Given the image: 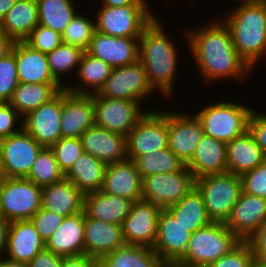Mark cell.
I'll use <instances>...</instances> for the list:
<instances>
[{
	"label": "cell",
	"mask_w": 266,
	"mask_h": 267,
	"mask_svg": "<svg viewBox=\"0 0 266 267\" xmlns=\"http://www.w3.org/2000/svg\"><path fill=\"white\" fill-rule=\"evenodd\" d=\"M213 19L204 27L184 31L200 76L206 85L222 79L243 81L252 69L237 53L229 28L220 19Z\"/></svg>",
	"instance_id": "cell-1"
},
{
	"label": "cell",
	"mask_w": 266,
	"mask_h": 267,
	"mask_svg": "<svg viewBox=\"0 0 266 267\" xmlns=\"http://www.w3.org/2000/svg\"><path fill=\"white\" fill-rule=\"evenodd\" d=\"M156 17L139 38V61L143 64L152 88L166 98L173 96L178 66V48ZM166 32V33H165ZM168 96V97H167Z\"/></svg>",
	"instance_id": "cell-2"
},
{
	"label": "cell",
	"mask_w": 266,
	"mask_h": 267,
	"mask_svg": "<svg viewBox=\"0 0 266 267\" xmlns=\"http://www.w3.org/2000/svg\"><path fill=\"white\" fill-rule=\"evenodd\" d=\"M237 5L221 20L229 28L237 53L254 71L255 64L266 55V2Z\"/></svg>",
	"instance_id": "cell-3"
},
{
	"label": "cell",
	"mask_w": 266,
	"mask_h": 267,
	"mask_svg": "<svg viewBox=\"0 0 266 267\" xmlns=\"http://www.w3.org/2000/svg\"><path fill=\"white\" fill-rule=\"evenodd\" d=\"M240 242L225 223L211 222L192 233L185 255L173 267H205Z\"/></svg>",
	"instance_id": "cell-4"
},
{
	"label": "cell",
	"mask_w": 266,
	"mask_h": 267,
	"mask_svg": "<svg viewBox=\"0 0 266 267\" xmlns=\"http://www.w3.org/2000/svg\"><path fill=\"white\" fill-rule=\"evenodd\" d=\"M253 109L232 100H221L203 106L194 114L202 123L205 135L227 143L247 131L249 115Z\"/></svg>",
	"instance_id": "cell-5"
},
{
	"label": "cell",
	"mask_w": 266,
	"mask_h": 267,
	"mask_svg": "<svg viewBox=\"0 0 266 267\" xmlns=\"http://www.w3.org/2000/svg\"><path fill=\"white\" fill-rule=\"evenodd\" d=\"M211 222L225 223L242 192L241 176L226 172L195 179Z\"/></svg>",
	"instance_id": "cell-6"
},
{
	"label": "cell",
	"mask_w": 266,
	"mask_h": 267,
	"mask_svg": "<svg viewBox=\"0 0 266 267\" xmlns=\"http://www.w3.org/2000/svg\"><path fill=\"white\" fill-rule=\"evenodd\" d=\"M150 9L148 4L101 6L95 15L96 31L110 36L140 38L157 16Z\"/></svg>",
	"instance_id": "cell-7"
},
{
	"label": "cell",
	"mask_w": 266,
	"mask_h": 267,
	"mask_svg": "<svg viewBox=\"0 0 266 267\" xmlns=\"http://www.w3.org/2000/svg\"><path fill=\"white\" fill-rule=\"evenodd\" d=\"M41 207V187L27 178L3 177L0 211L8 222L30 220Z\"/></svg>",
	"instance_id": "cell-8"
},
{
	"label": "cell",
	"mask_w": 266,
	"mask_h": 267,
	"mask_svg": "<svg viewBox=\"0 0 266 267\" xmlns=\"http://www.w3.org/2000/svg\"><path fill=\"white\" fill-rule=\"evenodd\" d=\"M127 159L168 147V111L147 110L126 137Z\"/></svg>",
	"instance_id": "cell-9"
},
{
	"label": "cell",
	"mask_w": 266,
	"mask_h": 267,
	"mask_svg": "<svg viewBox=\"0 0 266 267\" xmlns=\"http://www.w3.org/2000/svg\"><path fill=\"white\" fill-rule=\"evenodd\" d=\"M142 199L161 209L179 202L195 187V178L186 165L171 173H158L143 178Z\"/></svg>",
	"instance_id": "cell-10"
},
{
	"label": "cell",
	"mask_w": 266,
	"mask_h": 267,
	"mask_svg": "<svg viewBox=\"0 0 266 267\" xmlns=\"http://www.w3.org/2000/svg\"><path fill=\"white\" fill-rule=\"evenodd\" d=\"M42 148L24 128L1 139V176L27 178Z\"/></svg>",
	"instance_id": "cell-11"
},
{
	"label": "cell",
	"mask_w": 266,
	"mask_h": 267,
	"mask_svg": "<svg viewBox=\"0 0 266 267\" xmlns=\"http://www.w3.org/2000/svg\"><path fill=\"white\" fill-rule=\"evenodd\" d=\"M149 84L143 64L138 60L134 64L113 68L104 85L96 93L104 98L142 101L154 94ZM147 96V98H146Z\"/></svg>",
	"instance_id": "cell-12"
},
{
	"label": "cell",
	"mask_w": 266,
	"mask_h": 267,
	"mask_svg": "<svg viewBox=\"0 0 266 267\" xmlns=\"http://www.w3.org/2000/svg\"><path fill=\"white\" fill-rule=\"evenodd\" d=\"M95 125L128 136L135 124L146 114L138 101L104 98L94 94Z\"/></svg>",
	"instance_id": "cell-13"
},
{
	"label": "cell",
	"mask_w": 266,
	"mask_h": 267,
	"mask_svg": "<svg viewBox=\"0 0 266 267\" xmlns=\"http://www.w3.org/2000/svg\"><path fill=\"white\" fill-rule=\"evenodd\" d=\"M204 135L202 123L196 115L168 110V148L185 165Z\"/></svg>",
	"instance_id": "cell-14"
},
{
	"label": "cell",
	"mask_w": 266,
	"mask_h": 267,
	"mask_svg": "<svg viewBox=\"0 0 266 267\" xmlns=\"http://www.w3.org/2000/svg\"><path fill=\"white\" fill-rule=\"evenodd\" d=\"M191 235L167 209H161L153 250L167 267H173L185 255Z\"/></svg>",
	"instance_id": "cell-15"
},
{
	"label": "cell",
	"mask_w": 266,
	"mask_h": 267,
	"mask_svg": "<svg viewBox=\"0 0 266 267\" xmlns=\"http://www.w3.org/2000/svg\"><path fill=\"white\" fill-rule=\"evenodd\" d=\"M160 210V207L143 199L133 202L129 215L122 223L125 243L153 249Z\"/></svg>",
	"instance_id": "cell-16"
},
{
	"label": "cell",
	"mask_w": 266,
	"mask_h": 267,
	"mask_svg": "<svg viewBox=\"0 0 266 267\" xmlns=\"http://www.w3.org/2000/svg\"><path fill=\"white\" fill-rule=\"evenodd\" d=\"M95 125L94 94H74L62 90L60 132L64 138H80Z\"/></svg>",
	"instance_id": "cell-17"
},
{
	"label": "cell",
	"mask_w": 266,
	"mask_h": 267,
	"mask_svg": "<svg viewBox=\"0 0 266 267\" xmlns=\"http://www.w3.org/2000/svg\"><path fill=\"white\" fill-rule=\"evenodd\" d=\"M62 90L23 117V128L42 146L51 148L60 138Z\"/></svg>",
	"instance_id": "cell-18"
},
{
	"label": "cell",
	"mask_w": 266,
	"mask_h": 267,
	"mask_svg": "<svg viewBox=\"0 0 266 267\" xmlns=\"http://www.w3.org/2000/svg\"><path fill=\"white\" fill-rule=\"evenodd\" d=\"M87 53L112 68L134 64L139 60V38L110 36L95 31Z\"/></svg>",
	"instance_id": "cell-19"
},
{
	"label": "cell",
	"mask_w": 266,
	"mask_h": 267,
	"mask_svg": "<svg viewBox=\"0 0 266 267\" xmlns=\"http://www.w3.org/2000/svg\"><path fill=\"white\" fill-rule=\"evenodd\" d=\"M265 220L266 199L242 191L225 225L240 241H247Z\"/></svg>",
	"instance_id": "cell-20"
},
{
	"label": "cell",
	"mask_w": 266,
	"mask_h": 267,
	"mask_svg": "<svg viewBox=\"0 0 266 267\" xmlns=\"http://www.w3.org/2000/svg\"><path fill=\"white\" fill-rule=\"evenodd\" d=\"M143 179L133 160L107 164L101 191L132 200H142Z\"/></svg>",
	"instance_id": "cell-21"
},
{
	"label": "cell",
	"mask_w": 266,
	"mask_h": 267,
	"mask_svg": "<svg viewBox=\"0 0 266 267\" xmlns=\"http://www.w3.org/2000/svg\"><path fill=\"white\" fill-rule=\"evenodd\" d=\"M83 150L106 164L127 159L126 137L96 125L82 135Z\"/></svg>",
	"instance_id": "cell-22"
},
{
	"label": "cell",
	"mask_w": 266,
	"mask_h": 267,
	"mask_svg": "<svg viewBox=\"0 0 266 267\" xmlns=\"http://www.w3.org/2000/svg\"><path fill=\"white\" fill-rule=\"evenodd\" d=\"M125 244L122 225L93 219L84 213V254L98 258Z\"/></svg>",
	"instance_id": "cell-23"
},
{
	"label": "cell",
	"mask_w": 266,
	"mask_h": 267,
	"mask_svg": "<svg viewBox=\"0 0 266 267\" xmlns=\"http://www.w3.org/2000/svg\"><path fill=\"white\" fill-rule=\"evenodd\" d=\"M44 249H46V242L40 237L30 220L10 222L5 257L29 263Z\"/></svg>",
	"instance_id": "cell-24"
},
{
	"label": "cell",
	"mask_w": 266,
	"mask_h": 267,
	"mask_svg": "<svg viewBox=\"0 0 266 267\" xmlns=\"http://www.w3.org/2000/svg\"><path fill=\"white\" fill-rule=\"evenodd\" d=\"M46 249L60 257L84 254V211L66 216L46 241Z\"/></svg>",
	"instance_id": "cell-25"
},
{
	"label": "cell",
	"mask_w": 266,
	"mask_h": 267,
	"mask_svg": "<svg viewBox=\"0 0 266 267\" xmlns=\"http://www.w3.org/2000/svg\"><path fill=\"white\" fill-rule=\"evenodd\" d=\"M186 167L195 179L226 173V143L204 135Z\"/></svg>",
	"instance_id": "cell-26"
},
{
	"label": "cell",
	"mask_w": 266,
	"mask_h": 267,
	"mask_svg": "<svg viewBox=\"0 0 266 267\" xmlns=\"http://www.w3.org/2000/svg\"><path fill=\"white\" fill-rule=\"evenodd\" d=\"M132 204V200L99 190L84 194L83 211L87 217L122 225Z\"/></svg>",
	"instance_id": "cell-27"
},
{
	"label": "cell",
	"mask_w": 266,
	"mask_h": 267,
	"mask_svg": "<svg viewBox=\"0 0 266 267\" xmlns=\"http://www.w3.org/2000/svg\"><path fill=\"white\" fill-rule=\"evenodd\" d=\"M266 160L262 149L247 130L226 143L227 172L242 176Z\"/></svg>",
	"instance_id": "cell-28"
},
{
	"label": "cell",
	"mask_w": 266,
	"mask_h": 267,
	"mask_svg": "<svg viewBox=\"0 0 266 267\" xmlns=\"http://www.w3.org/2000/svg\"><path fill=\"white\" fill-rule=\"evenodd\" d=\"M84 194L67 178L42 188V207L61 216L83 212Z\"/></svg>",
	"instance_id": "cell-29"
},
{
	"label": "cell",
	"mask_w": 266,
	"mask_h": 267,
	"mask_svg": "<svg viewBox=\"0 0 266 267\" xmlns=\"http://www.w3.org/2000/svg\"><path fill=\"white\" fill-rule=\"evenodd\" d=\"M15 59L19 83H58L51 75L46 54L24 41L15 42Z\"/></svg>",
	"instance_id": "cell-30"
},
{
	"label": "cell",
	"mask_w": 266,
	"mask_h": 267,
	"mask_svg": "<svg viewBox=\"0 0 266 267\" xmlns=\"http://www.w3.org/2000/svg\"><path fill=\"white\" fill-rule=\"evenodd\" d=\"M96 267H167L149 247L125 244L96 258Z\"/></svg>",
	"instance_id": "cell-31"
},
{
	"label": "cell",
	"mask_w": 266,
	"mask_h": 267,
	"mask_svg": "<svg viewBox=\"0 0 266 267\" xmlns=\"http://www.w3.org/2000/svg\"><path fill=\"white\" fill-rule=\"evenodd\" d=\"M38 24L36 0H17L0 21V28L17 42L24 41Z\"/></svg>",
	"instance_id": "cell-32"
},
{
	"label": "cell",
	"mask_w": 266,
	"mask_h": 267,
	"mask_svg": "<svg viewBox=\"0 0 266 267\" xmlns=\"http://www.w3.org/2000/svg\"><path fill=\"white\" fill-rule=\"evenodd\" d=\"M112 69L103 60L94 58L87 52H84L77 73H74L78 79L77 82L81 83H73V85L68 83L65 89L74 94H95L104 85Z\"/></svg>",
	"instance_id": "cell-33"
},
{
	"label": "cell",
	"mask_w": 266,
	"mask_h": 267,
	"mask_svg": "<svg viewBox=\"0 0 266 267\" xmlns=\"http://www.w3.org/2000/svg\"><path fill=\"white\" fill-rule=\"evenodd\" d=\"M107 164L84 152L65 174L83 194L101 190Z\"/></svg>",
	"instance_id": "cell-34"
},
{
	"label": "cell",
	"mask_w": 266,
	"mask_h": 267,
	"mask_svg": "<svg viewBox=\"0 0 266 267\" xmlns=\"http://www.w3.org/2000/svg\"><path fill=\"white\" fill-rule=\"evenodd\" d=\"M63 89L59 83H19L8 102L22 117H25Z\"/></svg>",
	"instance_id": "cell-35"
},
{
	"label": "cell",
	"mask_w": 266,
	"mask_h": 267,
	"mask_svg": "<svg viewBox=\"0 0 266 267\" xmlns=\"http://www.w3.org/2000/svg\"><path fill=\"white\" fill-rule=\"evenodd\" d=\"M192 233L211 223L200 191L194 187L179 202L166 208Z\"/></svg>",
	"instance_id": "cell-36"
},
{
	"label": "cell",
	"mask_w": 266,
	"mask_h": 267,
	"mask_svg": "<svg viewBox=\"0 0 266 267\" xmlns=\"http://www.w3.org/2000/svg\"><path fill=\"white\" fill-rule=\"evenodd\" d=\"M73 0H36L38 22L60 34L76 16Z\"/></svg>",
	"instance_id": "cell-37"
},
{
	"label": "cell",
	"mask_w": 266,
	"mask_h": 267,
	"mask_svg": "<svg viewBox=\"0 0 266 267\" xmlns=\"http://www.w3.org/2000/svg\"><path fill=\"white\" fill-rule=\"evenodd\" d=\"M83 53L81 49L62 42L52 52L46 54L51 75L63 88L68 86L64 74L68 75L71 71L77 73Z\"/></svg>",
	"instance_id": "cell-38"
},
{
	"label": "cell",
	"mask_w": 266,
	"mask_h": 267,
	"mask_svg": "<svg viewBox=\"0 0 266 267\" xmlns=\"http://www.w3.org/2000/svg\"><path fill=\"white\" fill-rule=\"evenodd\" d=\"M133 161L142 179L158 173L178 171L185 166V164L173 154L168 147L158 150L156 153L140 155Z\"/></svg>",
	"instance_id": "cell-39"
},
{
	"label": "cell",
	"mask_w": 266,
	"mask_h": 267,
	"mask_svg": "<svg viewBox=\"0 0 266 267\" xmlns=\"http://www.w3.org/2000/svg\"><path fill=\"white\" fill-rule=\"evenodd\" d=\"M63 178H65V174L60 170L53 150L43 147L38 153L27 179L43 188L59 182Z\"/></svg>",
	"instance_id": "cell-40"
},
{
	"label": "cell",
	"mask_w": 266,
	"mask_h": 267,
	"mask_svg": "<svg viewBox=\"0 0 266 267\" xmlns=\"http://www.w3.org/2000/svg\"><path fill=\"white\" fill-rule=\"evenodd\" d=\"M93 19L89 18L88 15L84 16L77 13L61 34L63 43L87 52L96 31L95 20Z\"/></svg>",
	"instance_id": "cell-41"
},
{
	"label": "cell",
	"mask_w": 266,
	"mask_h": 267,
	"mask_svg": "<svg viewBox=\"0 0 266 267\" xmlns=\"http://www.w3.org/2000/svg\"><path fill=\"white\" fill-rule=\"evenodd\" d=\"M51 149L54 152L60 170L66 174L73 163L84 153L81 138L61 137Z\"/></svg>",
	"instance_id": "cell-42"
},
{
	"label": "cell",
	"mask_w": 266,
	"mask_h": 267,
	"mask_svg": "<svg viewBox=\"0 0 266 267\" xmlns=\"http://www.w3.org/2000/svg\"><path fill=\"white\" fill-rule=\"evenodd\" d=\"M18 84L14 44L12 51L0 59V102H8Z\"/></svg>",
	"instance_id": "cell-43"
},
{
	"label": "cell",
	"mask_w": 266,
	"mask_h": 267,
	"mask_svg": "<svg viewBox=\"0 0 266 267\" xmlns=\"http://www.w3.org/2000/svg\"><path fill=\"white\" fill-rule=\"evenodd\" d=\"M24 42L31 48L48 54L58 47L62 41V35L51 28L38 24Z\"/></svg>",
	"instance_id": "cell-44"
},
{
	"label": "cell",
	"mask_w": 266,
	"mask_h": 267,
	"mask_svg": "<svg viewBox=\"0 0 266 267\" xmlns=\"http://www.w3.org/2000/svg\"><path fill=\"white\" fill-rule=\"evenodd\" d=\"M255 257L246 241H241L229 253L205 267H254Z\"/></svg>",
	"instance_id": "cell-45"
},
{
	"label": "cell",
	"mask_w": 266,
	"mask_h": 267,
	"mask_svg": "<svg viewBox=\"0 0 266 267\" xmlns=\"http://www.w3.org/2000/svg\"><path fill=\"white\" fill-rule=\"evenodd\" d=\"M242 191L266 199V160L255 169L243 174Z\"/></svg>",
	"instance_id": "cell-46"
},
{
	"label": "cell",
	"mask_w": 266,
	"mask_h": 267,
	"mask_svg": "<svg viewBox=\"0 0 266 267\" xmlns=\"http://www.w3.org/2000/svg\"><path fill=\"white\" fill-rule=\"evenodd\" d=\"M64 218V216L41 207L30 218V221L35 226V229L38 231L40 237L46 242L58 229Z\"/></svg>",
	"instance_id": "cell-47"
},
{
	"label": "cell",
	"mask_w": 266,
	"mask_h": 267,
	"mask_svg": "<svg viewBox=\"0 0 266 267\" xmlns=\"http://www.w3.org/2000/svg\"><path fill=\"white\" fill-rule=\"evenodd\" d=\"M22 128L23 117L9 102H0V140L18 133Z\"/></svg>",
	"instance_id": "cell-48"
},
{
	"label": "cell",
	"mask_w": 266,
	"mask_h": 267,
	"mask_svg": "<svg viewBox=\"0 0 266 267\" xmlns=\"http://www.w3.org/2000/svg\"><path fill=\"white\" fill-rule=\"evenodd\" d=\"M247 130L266 157V113H258L253 109L249 115Z\"/></svg>",
	"instance_id": "cell-49"
},
{
	"label": "cell",
	"mask_w": 266,
	"mask_h": 267,
	"mask_svg": "<svg viewBox=\"0 0 266 267\" xmlns=\"http://www.w3.org/2000/svg\"><path fill=\"white\" fill-rule=\"evenodd\" d=\"M246 242L251 248L255 261L266 262V220Z\"/></svg>",
	"instance_id": "cell-50"
},
{
	"label": "cell",
	"mask_w": 266,
	"mask_h": 267,
	"mask_svg": "<svg viewBox=\"0 0 266 267\" xmlns=\"http://www.w3.org/2000/svg\"><path fill=\"white\" fill-rule=\"evenodd\" d=\"M62 257L52 251L44 249L39 252L28 264L29 267H61Z\"/></svg>",
	"instance_id": "cell-51"
},
{
	"label": "cell",
	"mask_w": 266,
	"mask_h": 267,
	"mask_svg": "<svg viewBox=\"0 0 266 267\" xmlns=\"http://www.w3.org/2000/svg\"><path fill=\"white\" fill-rule=\"evenodd\" d=\"M61 267H96V258L86 254L63 257Z\"/></svg>",
	"instance_id": "cell-52"
},
{
	"label": "cell",
	"mask_w": 266,
	"mask_h": 267,
	"mask_svg": "<svg viewBox=\"0 0 266 267\" xmlns=\"http://www.w3.org/2000/svg\"><path fill=\"white\" fill-rule=\"evenodd\" d=\"M10 222L0 216V259L5 256Z\"/></svg>",
	"instance_id": "cell-53"
},
{
	"label": "cell",
	"mask_w": 266,
	"mask_h": 267,
	"mask_svg": "<svg viewBox=\"0 0 266 267\" xmlns=\"http://www.w3.org/2000/svg\"><path fill=\"white\" fill-rule=\"evenodd\" d=\"M14 44L15 41L0 28V59L12 51Z\"/></svg>",
	"instance_id": "cell-54"
},
{
	"label": "cell",
	"mask_w": 266,
	"mask_h": 267,
	"mask_svg": "<svg viewBox=\"0 0 266 267\" xmlns=\"http://www.w3.org/2000/svg\"><path fill=\"white\" fill-rule=\"evenodd\" d=\"M102 6L121 7L131 4H148L147 0H101Z\"/></svg>",
	"instance_id": "cell-55"
},
{
	"label": "cell",
	"mask_w": 266,
	"mask_h": 267,
	"mask_svg": "<svg viewBox=\"0 0 266 267\" xmlns=\"http://www.w3.org/2000/svg\"><path fill=\"white\" fill-rule=\"evenodd\" d=\"M16 2L17 0H0V21L4 18V16Z\"/></svg>",
	"instance_id": "cell-56"
},
{
	"label": "cell",
	"mask_w": 266,
	"mask_h": 267,
	"mask_svg": "<svg viewBox=\"0 0 266 267\" xmlns=\"http://www.w3.org/2000/svg\"><path fill=\"white\" fill-rule=\"evenodd\" d=\"M0 267H29L28 263L11 260L7 257L0 259Z\"/></svg>",
	"instance_id": "cell-57"
},
{
	"label": "cell",
	"mask_w": 266,
	"mask_h": 267,
	"mask_svg": "<svg viewBox=\"0 0 266 267\" xmlns=\"http://www.w3.org/2000/svg\"><path fill=\"white\" fill-rule=\"evenodd\" d=\"M254 267H266V262L256 261Z\"/></svg>",
	"instance_id": "cell-58"
},
{
	"label": "cell",
	"mask_w": 266,
	"mask_h": 267,
	"mask_svg": "<svg viewBox=\"0 0 266 267\" xmlns=\"http://www.w3.org/2000/svg\"><path fill=\"white\" fill-rule=\"evenodd\" d=\"M2 182H3V177L0 176V200H1V187H2ZM0 216H1V211H0Z\"/></svg>",
	"instance_id": "cell-59"
},
{
	"label": "cell",
	"mask_w": 266,
	"mask_h": 267,
	"mask_svg": "<svg viewBox=\"0 0 266 267\" xmlns=\"http://www.w3.org/2000/svg\"><path fill=\"white\" fill-rule=\"evenodd\" d=\"M237 1L240 3H246V2H253V1H257V0H237Z\"/></svg>",
	"instance_id": "cell-60"
},
{
	"label": "cell",
	"mask_w": 266,
	"mask_h": 267,
	"mask_svg": "<svg viewBox=\"0 0 266 267\" xmlns=\"http://www.w3.org/2000/svg\"><path fill=\"white\" fill-rule=\"evenodd\" d=\"M0 176H1V154H0Z\"/></svg>",
	"instance_id": "cell-61"
}]
</instances>
